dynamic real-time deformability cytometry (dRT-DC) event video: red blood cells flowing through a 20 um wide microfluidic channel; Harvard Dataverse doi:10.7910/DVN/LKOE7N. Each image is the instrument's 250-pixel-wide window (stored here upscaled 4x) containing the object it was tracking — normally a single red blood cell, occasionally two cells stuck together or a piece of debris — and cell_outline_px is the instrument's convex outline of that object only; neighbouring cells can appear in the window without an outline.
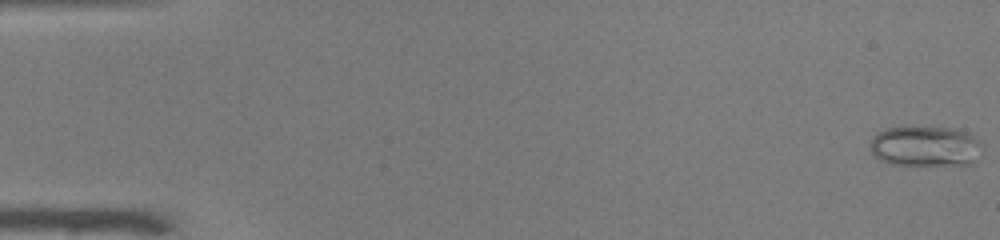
{"species": "common noctule bat (a hibernating species)", "species_latin": "Nyctalus noctula", "temperature_condition": "warm", "stored_images_in_passage": 51, "camera_frame_rate_fps": 3000, "um_per_image_px": 0.085, "animal": {"sex": "male", "body_mass_g": 19.0, "forearm_length_mm": 50.8}, "frame": {"image": 1, "passage_image": 1, "time_ms": 0.0, "image_size_px": [1000, 240], "cell_outline_px": [[984, 148], [976, 160], [968, 164], [892, 164], [880, 160], [872, 152], [872, 136], [876, 132], [888, 128], [908, 124], [956, 128], [980, 140], [984, 144]], "centroid_in_image_um": [78.68, 12.37], "position_along_channel_um": 6.3, "area_um2": 26.99}}
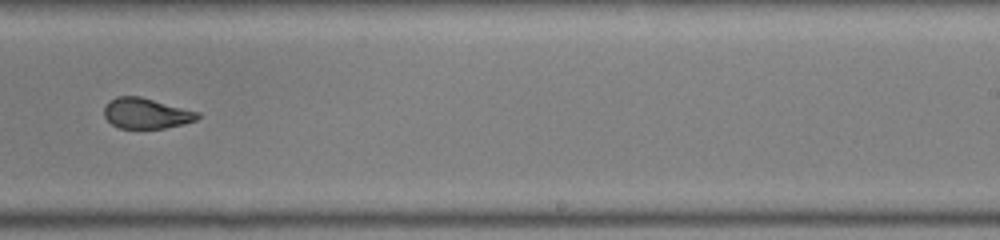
{"frame": {"image": 2, "passage_image": 33, "time_ms": 10.667, "image_size_px": [1000, 240], "cell_outline_px": [[200, 116], [196, 120], [184, 124], [164, 128], [120, 128], [112, 124], [104, 116], [104, 108], [116, 96], [140, 96], [200, 112]], "centroid_in_image_um": [12.46, 9.63], "position_along_channel_um": 276.5, "area_um2": 16.53}}
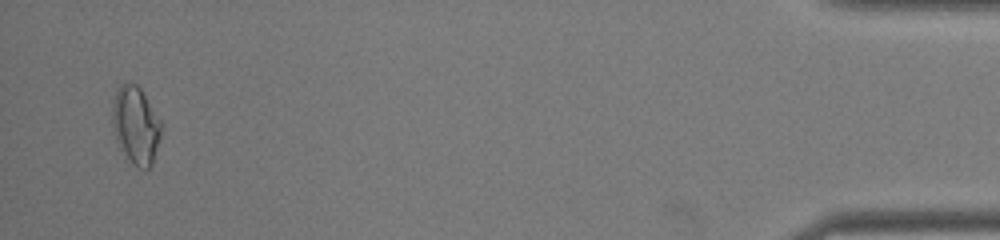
{"frame": {"image": 3, "passage_image": 50, "time_ms": 16.333, "image_size_px": [1000, 240], "cell_outline_px": [[160, 136], [152, 164], [148, 168], [136, 168], [132, 164], [120, 144], [116, 136], [112, 124], [112, 104], [116, 88], [124, 84], [136, 84], [140, 88], [160, 120]], "centroid_in_image_um": [11.53, 10.63], "position_along_channel_um": 423.7, "area_um2": 21.44}, "authors_computed_cell_mechanics": {"area_um2": 18.785, "velocity_mm_per_s": 3.9872, "shape_relaxation_time_tau1_ms": null, "shape_relaxation_time_tau2_ms": 1.3503, "deformation_change_tau1": null, "deformation_change_tau2": 0.0686}}